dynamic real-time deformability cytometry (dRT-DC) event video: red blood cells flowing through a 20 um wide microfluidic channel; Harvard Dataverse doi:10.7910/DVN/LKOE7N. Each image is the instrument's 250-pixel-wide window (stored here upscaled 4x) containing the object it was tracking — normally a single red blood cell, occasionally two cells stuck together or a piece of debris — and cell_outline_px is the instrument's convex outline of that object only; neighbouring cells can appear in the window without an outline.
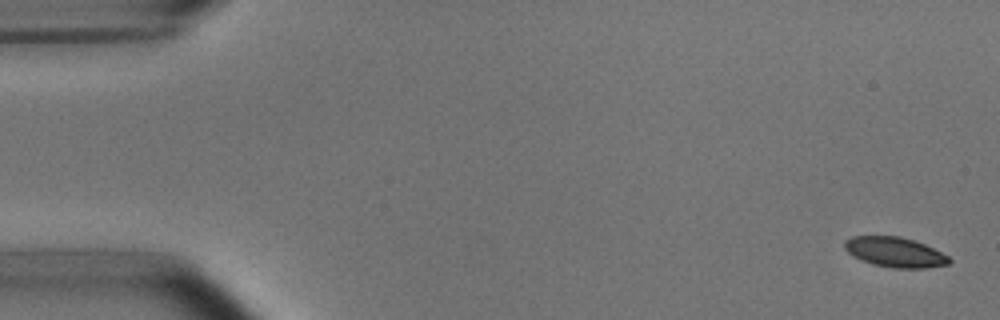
{"species": "common noctule bat (a hibernating species)", "species_latin": "Nyctalus noctula", "temperature_condition": "room temperature", "stored_images_in_passage": 4, "camera_frame_rate_fps": 3000, "um_per_image_px": 0.085, "animal": {"sex": "male", "body_mass_g": 15.6}, "frame": {"image": 1, "passage_image": 1, "time_ms": 0.0, "image_size_px": [1000, 320], "cell_outline_px": [[952, 260], [948, 264], [924, 268], [892, 268], [872, 264], [860, 260], [852, 256], [844, 248], [844, 240], [852, 236], [900, 236], [924, 244], [948, 256]], "centroid_in_image_um": [76.02, 21.43], "position_along_channel_um": 9.0, "area_um2": 18.26}}
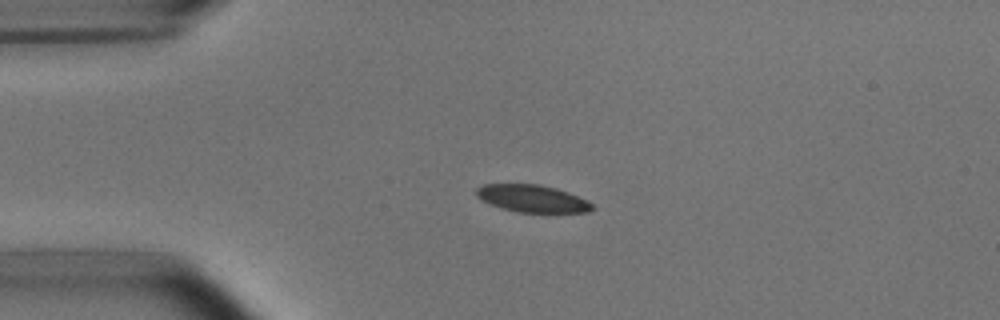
{"frame": {"image": 2, "passage_image": 4, "time_ms": 3.667, "image_size_px": [1000, 320], "cell_outline_px": [[596, 208], [588, 212], [516, 212], [500, 208], [488, 204], [480, 200], [476, 196], [476, 188], [484, 184], [540, 184], [556, 188], [568, 192], [588, 200]], "centroid_in_image_um": [45.22, 16.88], "position_along_channel_um": 39.8, "area_um2": 18.67}}